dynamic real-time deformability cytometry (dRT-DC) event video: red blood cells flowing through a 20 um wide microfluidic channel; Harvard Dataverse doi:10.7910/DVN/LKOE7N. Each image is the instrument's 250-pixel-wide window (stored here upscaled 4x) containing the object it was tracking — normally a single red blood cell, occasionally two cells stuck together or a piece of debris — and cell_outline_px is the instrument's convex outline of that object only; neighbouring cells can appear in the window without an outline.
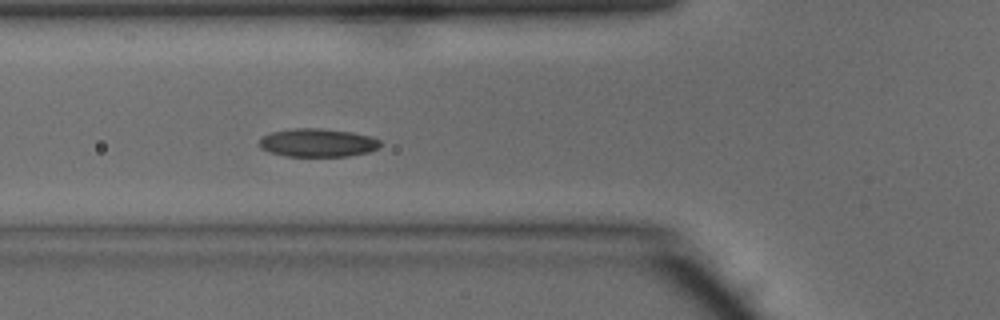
{"species": "common noctule bat (a hibernating species)", "species_latin": "Nyctalus noctula", "temperature_condition": "warm", "stored_images_in_passage": 40, "segment_of_instrument_passage": [1, 2], "camera_frame_rate_fps": 3000, "um_per_image_px": 0.085, "animal": {"sex": "male", "body_mass_g": 15.6}, "frame": {"image": 1, "passage_image": 8, "time_ms": 2.333, "image_size_px": [1000, 320], "cell_outline_px": [[380, 144], [376, 148], [368, 152], [348, 156], [284, 156], [268, 152], [260, 148], [260, 140], [264, 136], [272, 132], [292, 128], [320, 128], [352, 132], [368, 136], [380, 140]], "centroid_in_image_um": [26.96, 12.13], "position_along_channel_um": 98.8, "area_um2": 19.83}}
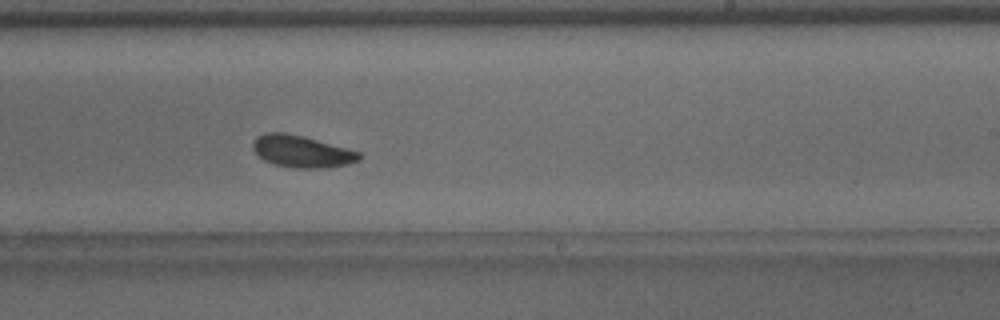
{"frame": {"image": 2, "passage_image": 20, "time_ms": 6.333, "image_size_px": [1000, 320], "cell_outline_px": [[364, 156], [360, 160], [348, 164], [328, 168], [296, 168], [276, 164], [264, 160], [252, 148], [252, 144], [256, 136], [264, 132], [284, 132], [304, 136], [360, 152]], "centroid_in_image_um": [25.67, 12.86], "position_along_channel_um": 263.3, "area_um2": 19.88}}
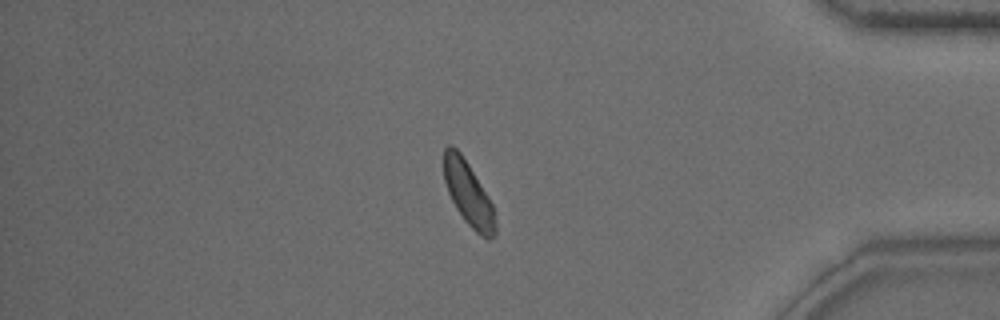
{"frame": {"image": 3, "passage_image": 32, "time_ms": 10.333, "image_size_px": [1000, 320], "cell_outline_px": [[496, 236], [488, 240], [480, 236], [464, 220], [456, 208], [448, 192], [444, 180], [444, 148], [448, 144], [452, 144], [460, 152], [468, 164], [488, 196], [496, 212]], "centroid_in_image_um": [39.83, 16.5], "position_along_channel_um": 395.4, "area_um2": 19.31}}